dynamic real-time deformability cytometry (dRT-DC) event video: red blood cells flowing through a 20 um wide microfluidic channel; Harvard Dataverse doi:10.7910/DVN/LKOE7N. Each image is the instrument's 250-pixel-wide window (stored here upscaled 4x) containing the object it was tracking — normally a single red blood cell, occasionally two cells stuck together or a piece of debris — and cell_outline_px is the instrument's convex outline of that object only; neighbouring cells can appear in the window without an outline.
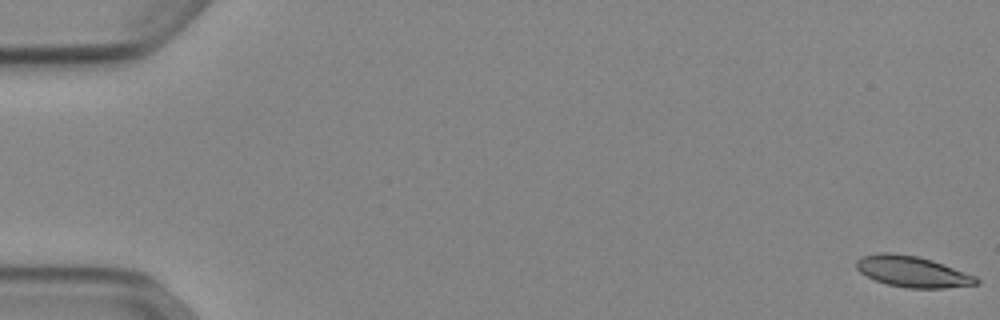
{"species": "Egyptian fruit bat (a non-hibernating species)", "species_latin": "Rousettus aegyptiacus", "temperature_condition": "cold", "stored_images_in_passage": 53, "camera_frame_rate_fps": 3000, "um_per_image_px": 0.085, "animal": {"sex": "female"}, "frame": {"image": 1, "passage_image": 1, "time_ms": 0.0, "image_size_px": [1000, 320], "cell_outline_px": [[980, 284], [948, 288], [908, 288], [888, 284], [876, 280], [860, 272], [856, 268], [856, 260], [864, 256], [880, 252], [892, 252], [916, 256], [932, 260], [944, 264], [976, 276], [980, 280]], "centroid_in_image_um": [77.6, 23.09], "position_along_channel_um": 7.4, "area_um2": 21.68}}
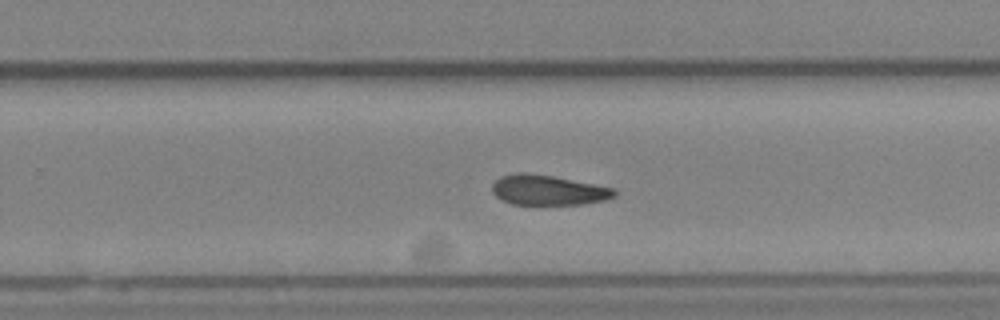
{"frame": {"image": 2, "passage_image": 35, "time_ms": 11.333, "image_size_px": [1000, 320], "cell_outline_px": [[616, 196], [604, 200], [580, 204], [512, 204], [500, 200], [492, 192], [492, 184], [500, 176], [516, 172], [524, 172], [552, 176], [616, 188]], "centroid_in_image_um": [46.56, 16.15], "position_along_channel_um": 283.2, "area_um2": 21.44}}
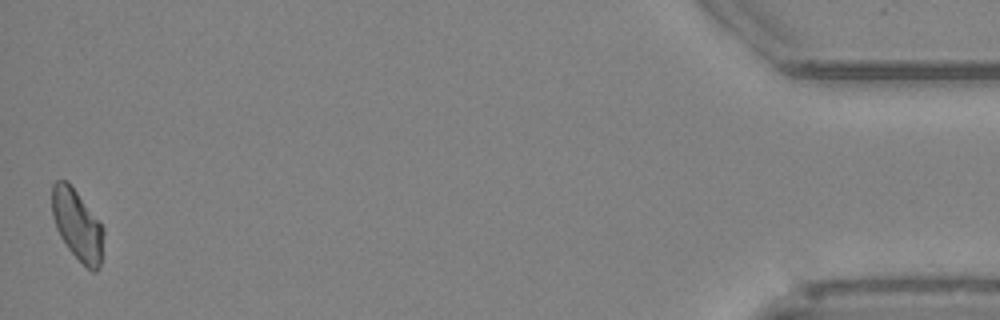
{"frame": {"image": 3, "passage_image": 53, "time_ms": 17.333, "image_size_px": [1000, 320], "cell_outline_px": [[104, 232], [100, 264], [96, 272], [92, 272], [68, 248], [60, 236], [56, 228], [52, 216], [52, 184], [56, 180], [68, 180], [104, 228]], "centroid_in_image_um": [6.56, 19.09], "position_along_channel_um": 428.6, "area_um2": 21.04}}